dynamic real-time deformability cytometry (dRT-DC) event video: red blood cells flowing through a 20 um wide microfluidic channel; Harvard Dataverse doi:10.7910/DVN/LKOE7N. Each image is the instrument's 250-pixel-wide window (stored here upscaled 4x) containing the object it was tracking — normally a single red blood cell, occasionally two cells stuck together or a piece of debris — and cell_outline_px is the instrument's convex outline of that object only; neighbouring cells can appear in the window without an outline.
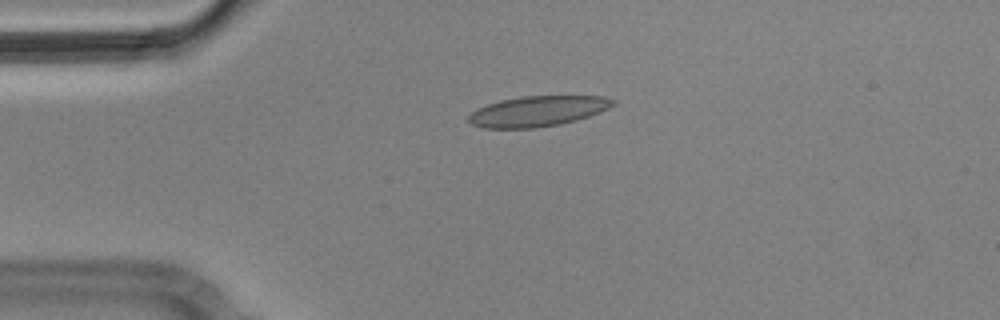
{"species": "Egyptian fruit bat (a non-hibernating species)", "species_latin": "Rousettus aegyptiacus", "temperature_condition": "cold", "stored_images_in_passage": 7, "camera_frame_rate_fps": 3000, "um_per_image_px": 0.085, "animal": {"sex": "male"}, "frame": {"image": 1, "passage_image": 1, "time_ms": 0.0, "image_size_px": [1000, 320], "cell_outline_px": [[616, 104], [600, 112], [576, 120], [560, 124], [532, 128], [484, 128], [472, 124], [468, 120], [468, 116], [476, 108], [500, 100], [524, 96], [604, 96], [616, 100]], "centroid_in_image_um": [45.71, 9.45], "position_along_channel_um": 39.3, "area_um2": 25.55}}
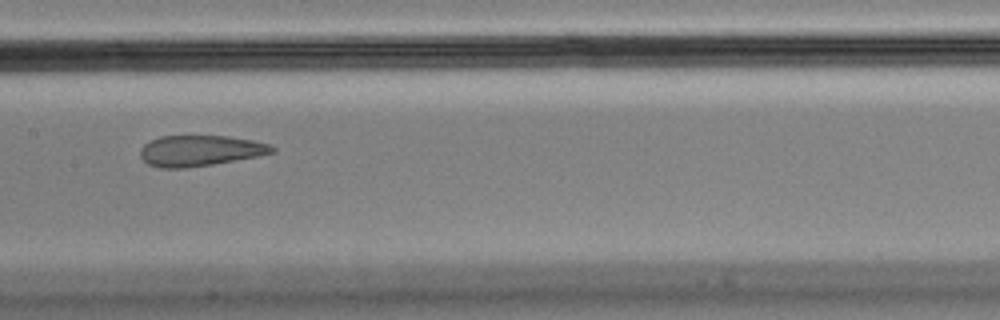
{"frame": {"image": 2, "passage_image": 5, "time_ms": 1.333, "image_size_px": [1000, 320], "cell_outline_px": [[276, 152], [260, 156], [212, 164], [184, 168], [160, 168], [148, 164], [140, 156], [140, 148], [144, 144], [160, 136], [228, 136], [252, 140], [268, 144], [276, 148]], "centroid_in_image_um": [17.02, 12.81], "position_along_channel_um": 190.4, "area_um2": 23.64}}
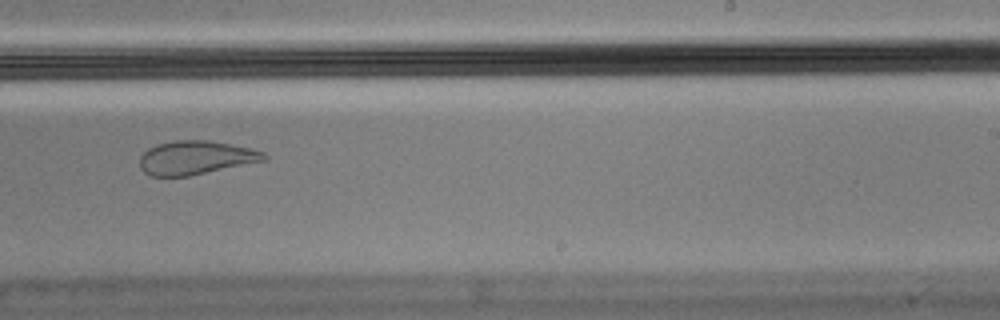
{"frame": {"image": 3, "passage_image": 7, "time_ms": 2.0, "image_size_px": [1000, 320], "cell_outline_px": [[268, 160], [188, 176], [148, 176], [140, 168], [140, 156], [148, 148], [156, 144], [172, 140], [208, 140], [252, 148], [264, 152], [268, 156]], "centroid_in_image_um": [16.64, 13.4], "position_along_channel_um": 272.4, "area_um2": 24.62}}